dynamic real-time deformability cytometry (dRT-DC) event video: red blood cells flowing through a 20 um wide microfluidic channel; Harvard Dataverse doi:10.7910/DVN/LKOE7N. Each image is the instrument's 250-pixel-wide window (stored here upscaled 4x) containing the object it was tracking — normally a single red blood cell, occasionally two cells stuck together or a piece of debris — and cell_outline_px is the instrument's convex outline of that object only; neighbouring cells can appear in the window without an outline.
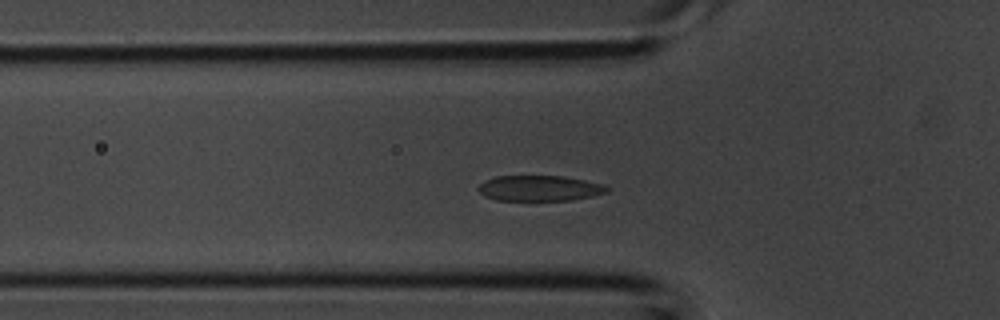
{"species": "common noctule bat (a hibernating species)", "species_latin": "Nyctalus noctula", "temperature_condition": "room temperature", "stored_images_in_passage": 28, "camera_frame_rate_fps": 3000, "um_per_image_px": 0.085, "animal": {"sex": "male", "body_mass_g": 20.1, "forearm_length_mm": 53.5}, "frame": {"image": 1, "passage_image": 2, "time_ms": 0.333, "image_size_px": [1000, 320], "cell_outline_px": [[612, 188], [608, 192], [592, 196], [572, 200], [496, 200], [484, 196], [476, 188], [484, 180], [496, 176], [560, 176], [584, 180], [600, 184]], "centroid_in_image_um": [45.84, 16.0], "position_along_channel_um": 80.0, "area_um2": 19.13}}
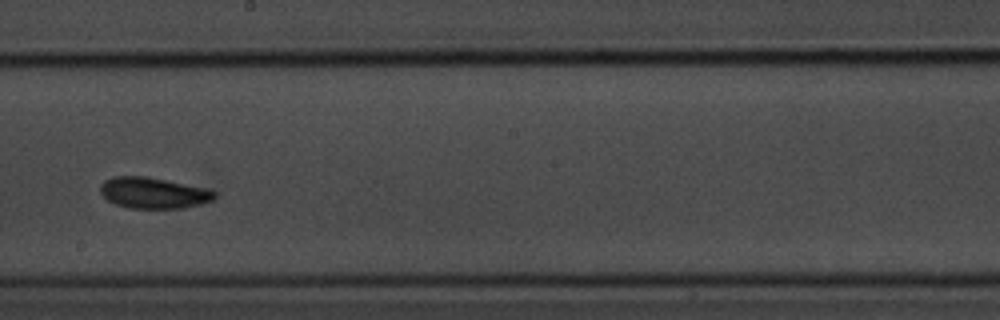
{"frame": {"image": 2, "passage_image": 11, "time_ms": 3.333, "image_size_px": [1000, 320], "cell_outline_px": [[216, 196], [212, 200], [200, 204], [184, 208], [128, 208], [116, 204], [108, 200], [100, 192], [100, 184], [104, 180], [112, 176], [148, 176], [204, 188], [216, 192]], "centroid_in_image_um": [13.0, 16.39], "position_along_channel_um": 235.2, "area_um2": 20.63}}
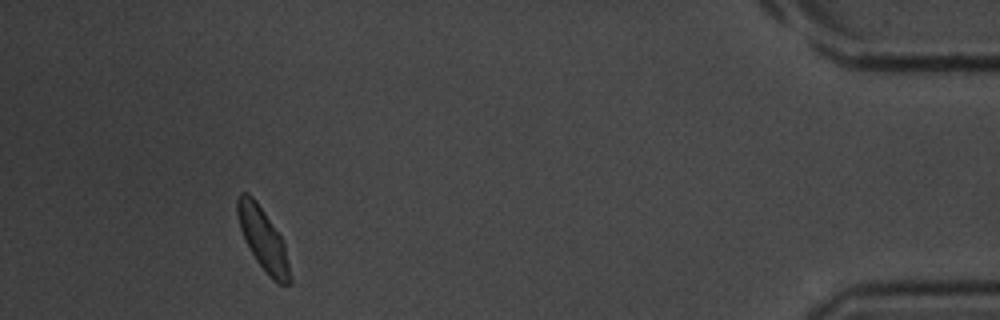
{"frame": {"image": 3, "passage_image": 25, "time_ms": 8.0, "image_size_px": [1000, 320], "cell_outline_px": [[292, 284], [280, 284], [256, 260], [244, 240], [240, 228], [236, 212], [236, 200], [240, 192], [248, 192], [252, 196], [264, 212], [280, 236], [284, 244], [292, 280]], "centroid_in_image_um": [22.33, 20.27], "position_along_channel_um": 412.9, "area_um2": 18.55}}